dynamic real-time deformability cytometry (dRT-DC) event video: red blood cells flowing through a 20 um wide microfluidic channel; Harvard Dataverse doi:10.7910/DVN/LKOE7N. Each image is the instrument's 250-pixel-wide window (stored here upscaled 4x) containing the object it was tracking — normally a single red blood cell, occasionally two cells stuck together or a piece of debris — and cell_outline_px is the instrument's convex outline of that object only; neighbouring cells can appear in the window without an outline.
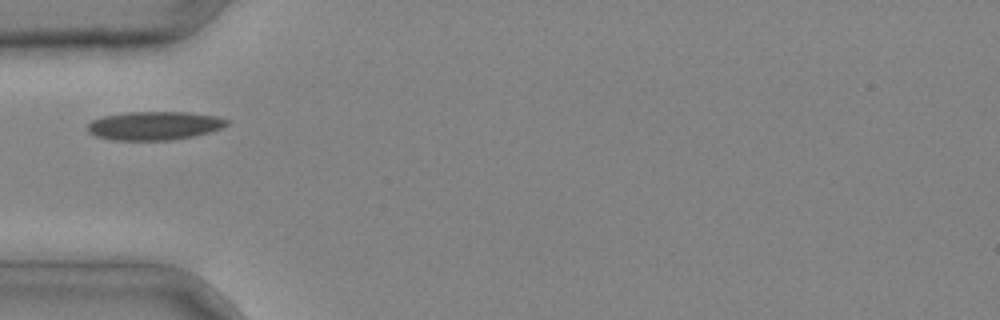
{"species": "common noctule bat (a hibernating species)", "species_latin": "Nyctalus noctula", "temperature_condition": "cold", "stored_images_in_passage": 3, "camera_frame_rate_fps": 3000, "um_per_image_px": 0.085, "animal": {"sex": "male", "body_mass_g": 20.4}, "frame": {"image": 1, "passage_image": 3, "time_ms": 0.667, "image_size_px": [1000, 320], "cell_outline_px": [[228, 124], [220, 128], [208, 132], [192, 136], [172, 140], [112, 140], [96, 136], [88, 132], [88, 124], [92, 120], [104, 116], [128, 112], [188, 112], [216, 116], [228, 120]], "centroid_in_image_um": [13.1, 10.68], "position_along_channel_um": 71.9, "area_um2": 23.0}}